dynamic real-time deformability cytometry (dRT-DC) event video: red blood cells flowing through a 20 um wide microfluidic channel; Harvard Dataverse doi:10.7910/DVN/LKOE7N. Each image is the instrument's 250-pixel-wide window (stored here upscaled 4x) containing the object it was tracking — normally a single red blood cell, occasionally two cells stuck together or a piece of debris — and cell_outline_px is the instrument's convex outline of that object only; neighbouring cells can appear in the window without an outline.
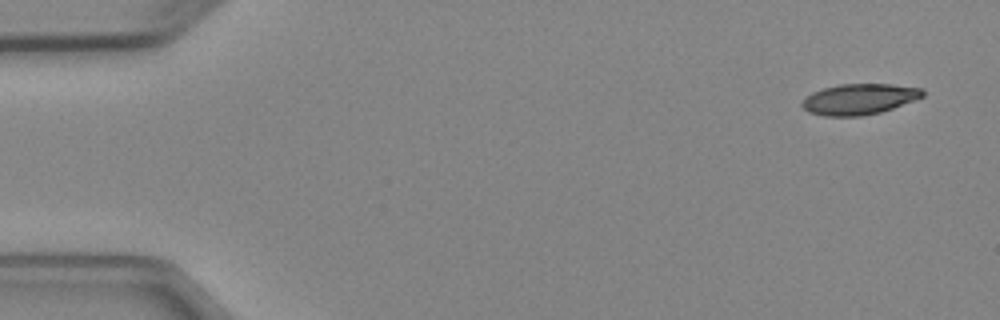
{"species": "Egyptian fruit bat (a non-hibernating species)", "species_latin": "Rousettus aegyptiacus", "temperature_condition": "cold", "stored_images_in_passage": 5, "camera_frame_rate_fps": 3000, "um_per_image_px": 0.085, "animal": {"sex": "female"}, "frame": {"image": 1, "passage_image": 1, "time_ms": 0.0, "image_size_px": [1000, 320], "cell_outline_px": [[924, 96], [892, 108], [880, 112], [860, 116], [824, 116], [808, 112], [800, 104], [812, 92], [824, 88], [840, 84], [892, 84], [924, 88]], "centroid_in_image_um": [73.04, 8.42], "position_along_channel_um": 12.0, "area_um2": 21.5}}
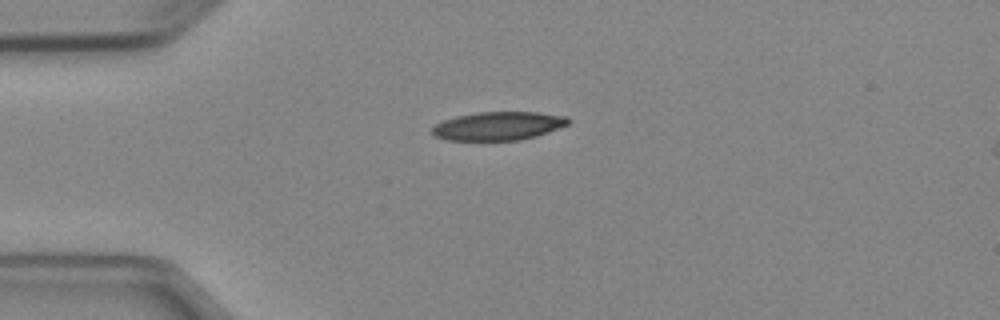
{"frame": {"image": 2, "passage_image": 3, "time_ms": 3.333, "image_size_px": [1000, 320], "cell_outline_px": [[568, 124], [548, 132], [536, 136], [520, 140], [448, 140], [436, 136], [432, 132], [432, 128], [436, 124], [444, 120], [456, 116], [476, 112], [536, 112], [568, 116]], "centroid_in_image_um": [42.36, 10.7], "position_along_channel_um": 42.6, "area_um2": 22.43}}